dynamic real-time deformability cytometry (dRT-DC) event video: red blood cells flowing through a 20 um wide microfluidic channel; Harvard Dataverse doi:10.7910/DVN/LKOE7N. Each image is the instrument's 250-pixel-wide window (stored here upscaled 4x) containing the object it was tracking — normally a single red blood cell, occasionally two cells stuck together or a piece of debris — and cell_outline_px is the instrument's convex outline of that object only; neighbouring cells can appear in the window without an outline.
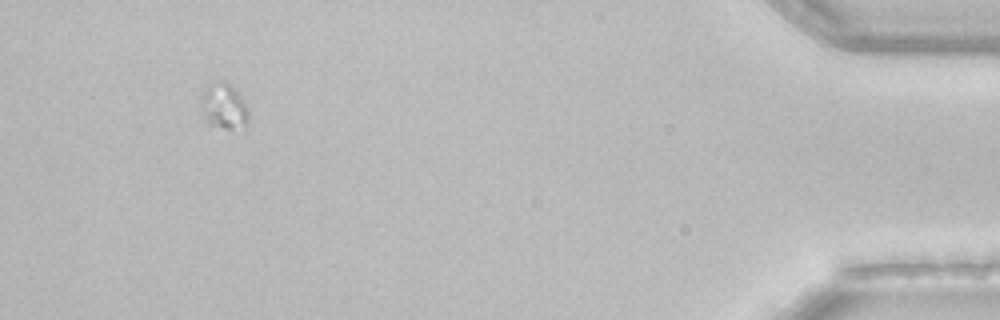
{"species": "common noctule bat (a hibernating species)", "species_latin": "Nyctalus noctula", "temperature_condition": "room temperature", "stored_images_in_passage": 47, "camera_frame_rate_fps": 3000, "um_per_image_px": 0.085, "animal": {"sex": "female", "body_mass_g": 22.7, "forearm_length_mm": 54.2}, "frame": {"image": 1, "passage_image": 44, "time_ms": 14.333, "image_size_px": [1000, 320], "cell_outline_px": [[248, 124], [232, 128], [224, 128], [208, 124], [204, 116], [200, 104], [204, 92], [212, 84], [220, 80], [224, 80], [236, 92], [248, 108]], "centroid_in_image_um": [19.02, 9.05], "position_along_channel_um": 416.2, "area_um2": 12.08}}